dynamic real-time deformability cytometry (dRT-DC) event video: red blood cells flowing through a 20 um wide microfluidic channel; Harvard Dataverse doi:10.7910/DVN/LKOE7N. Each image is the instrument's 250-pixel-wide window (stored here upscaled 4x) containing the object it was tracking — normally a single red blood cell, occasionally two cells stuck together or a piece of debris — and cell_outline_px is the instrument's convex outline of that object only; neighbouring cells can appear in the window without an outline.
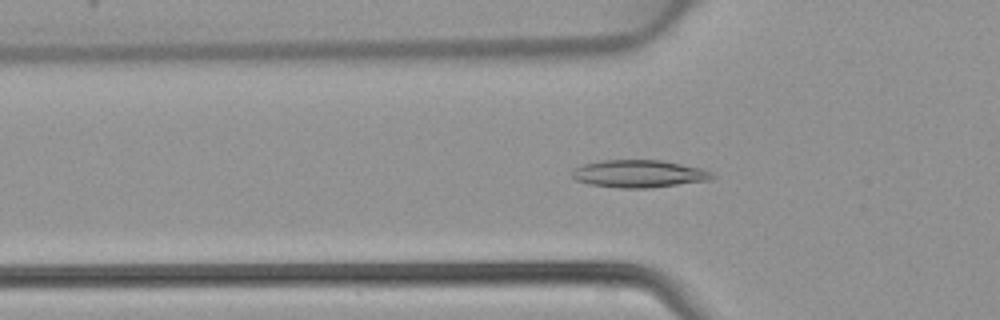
{"species": "common noctule bat (a hibernating species)", "species_latin": "Nyctalus noctula", "temperature_condition": "warm", "stored_images_in_passage": 46, "camera_frame_rate_fps": 3000, "um_per_image_px": 0.085, "animal": {"sex": "female", "body_mass_g": 22.7, "forearm_length_mm": 54.2}, "frame": {"image": 1, "passage_image": 14, "time_ms": 4.333, "image_size_px": [1000, 320], "cell_outline_px": [[716, 176], [712, 180], [648, 188], [620, 188], [588, 184], [576, 180], [572, 176], [572, 172], [576, 168], [584, 164], [600, 160], [664, 160], [700, 168], [712, 172]], "centroid_in_image_um": [54.34, 14.77], "position_along_channel_um": 71.5, "area_um2": 22.54}}
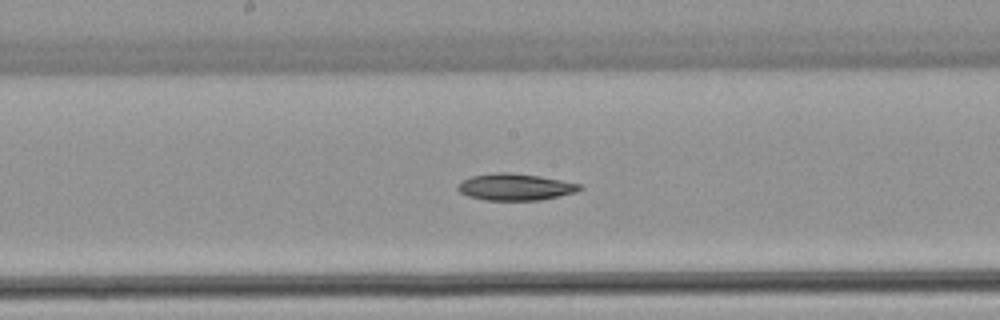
{"frame": {"image": 2, "passage_image": 23, "time_ms": 7.333, "image_size_px": [1000, 320], "cell_outline_px": [[584, 188], [576, 192], [560, 196], [540, 200], [484, 200], [468, 196], [460, 192], [456, 188], [456, 184], [460, 180], [472, 176], [496, 172], [508, 172], [540, 176], [580, 184]], "centroid_in_image_um": [43.76, 15.89], "position_along_channel_um": 204.4, "area_um2": 19.13}}
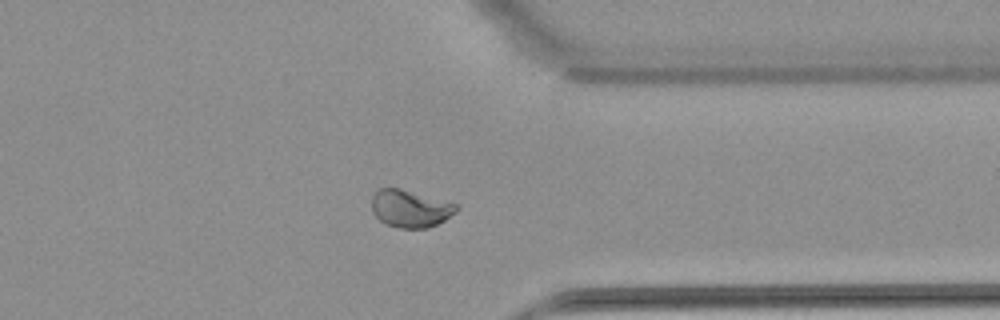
{"frame": {"image": 3, "passage_image": 35, "time_ms": 11.333, "image_size_px": [1000, 320], "cell_outline_px": [[460, 208], [456, 212], [444, 220], [428, 228], [400, 228], [384, 224], [372, 212], [372, 196], [380, 188], [400, 188], [460, 204]], "centroid_in_image_um": [34.89, 17.73], "position_along_channel_um": 376.5, "area_um2": 18.61}}